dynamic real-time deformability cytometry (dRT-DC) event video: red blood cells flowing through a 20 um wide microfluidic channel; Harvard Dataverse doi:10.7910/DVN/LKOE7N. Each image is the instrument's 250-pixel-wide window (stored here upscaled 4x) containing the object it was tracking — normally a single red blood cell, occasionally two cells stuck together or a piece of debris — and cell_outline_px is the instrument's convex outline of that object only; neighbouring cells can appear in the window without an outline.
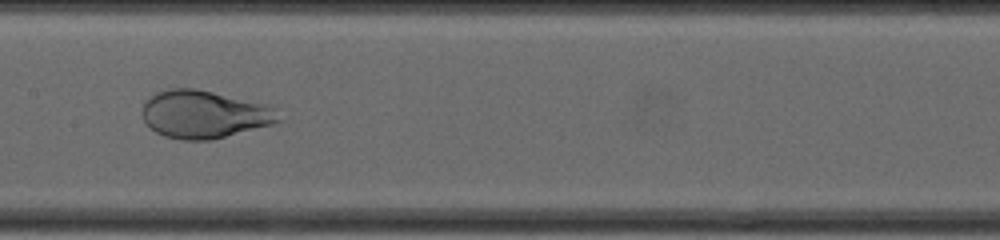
{"species": "human", "species_latin": "Homo sapiens", "temperature_condition": "cold", "stored_images_in_passage": 34, "camera_frame_rate_fps": 3000, "um_per_image_px": 0.085, "donor": {"sex": "female"}, "frame": {"image": 1, "passage_image": 10, "time_ms": 3.0, "image_size_px": [1000, 240], "cell_outline_px": [[284, 120], [272, 124], [212, 140], [180, 140], [164, 136], [156, 132], [144, 120], [140, 112], [144, 100], [148, 96], [156, 92], [168, 88], [196, 88], [264, 104], [272, 108]], "centroid_in_image_um": [17.29, 9.71], "position_along_channel_um": 190.1, "area_um2": 38.03}, "authors_computed_cell_mechanics": {"area_um2": 45.4886, "velocity_mm_per_s": 4.0191, "shape_relaxation_time_tau1_ms": 9.6202, "shape_relaxation_time_tau2_ms": null, "deformation_change_tau1": 0.4337, "deformation_change_tau2": null}}